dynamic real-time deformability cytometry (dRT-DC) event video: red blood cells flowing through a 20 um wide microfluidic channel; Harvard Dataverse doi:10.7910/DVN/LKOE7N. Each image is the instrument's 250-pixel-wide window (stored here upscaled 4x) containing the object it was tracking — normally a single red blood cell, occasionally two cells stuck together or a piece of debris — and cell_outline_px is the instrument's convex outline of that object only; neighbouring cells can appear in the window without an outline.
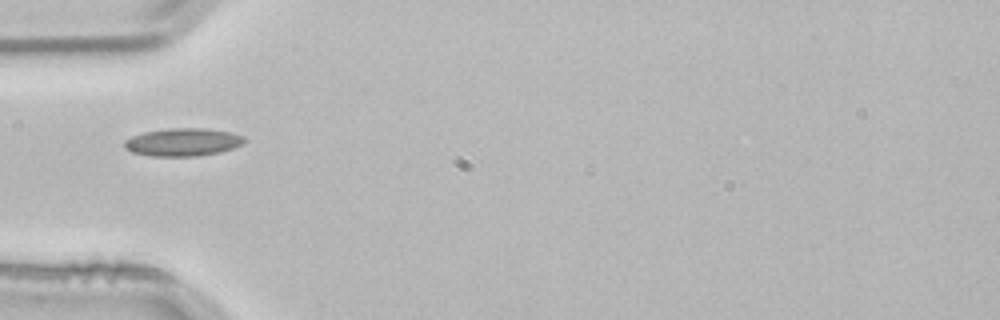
{"species": "common noctule bat (a hibernating species)", "species_latin": "Nyctalus noctula", "temperature_condition": "room temperature", "stored_images_in_passage": 3, "camera_frame_rate_fps": 3000, "um_per_image_px": 0.085, "animal": {"sex": "male", "body_mass_g": 21.5, "forearm_length_mm": 52.0}, "frame": {"image": 1, "passage_image": 3, "time_ms": 0.667, "image_size_px": [1000, 320], "cell_outline_px": [[248, 140], [232, 148], [220, 152], [196, 156], [152, 156], [132, 152], [124, 148], [124, 140], [132, 136], [144, 132], [168, 128], [208, 128], [232, 132], [244, 136]], "centroid_in_image_um": [15.55, 12.07], "position_along_channel_um": 69.4, "area_um2": 19.59}}